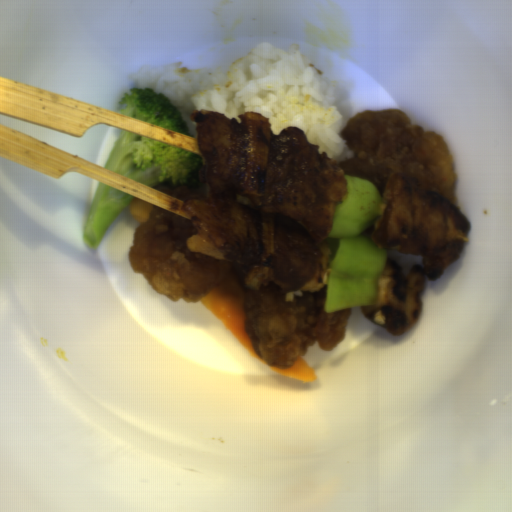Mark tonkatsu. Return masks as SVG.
<instances>
[{"mask_svg": "<svg viewBox=\"0 0 512 512\" xmlns=\"http://www.w3.org/2000/svg\"><path fill=\"white\" fill-rule=\"evenodd\" d=\"M270 365V364H269ZM271 366V365H270ZM277 373L294 378L301 382H315L317 375L313 368L306 362L303 356H297L295 364L289 368H275Z\"/></svg>", "mask_w": 512, "mask_h": 512, "instance_id": "tonkatsu-2", "label": "tonkatsu"}, {"mask_svg": "<svg viewBox=\"0 0 512 512\" xmlns=\"http://www.w3.org/2000/svg\"><path fill=\"white\" fill-rule=\"evenodd\" d=\"M153 204L144 201L138 197H134L129 203L128 207L131 215L135 218V220L140 224L144 223L148 220L149 216L152 213Z\"/></svg>", "mask_w": 512, "mask_h": 512, "instance_id": "tonkatsu-3", "label": "tonkatsu"}, {"mask_svg": "<svg viewBox=\"0 0 512 512\" xmlns=\"http://www.w3.org/2000/svg\"><path fill=\"white\" fill-rule=\"evenodd\" d=\"M198 300L215 315L247 352L264 360L255 352L251 338L246 334L243 298L216 287L210 288L207 294Z\"/></svg>", "mask_w": 512, "mask_h": 512, "instance_id": "tonkatsu-1", "label": "tonkatsu"}]
</instances>
